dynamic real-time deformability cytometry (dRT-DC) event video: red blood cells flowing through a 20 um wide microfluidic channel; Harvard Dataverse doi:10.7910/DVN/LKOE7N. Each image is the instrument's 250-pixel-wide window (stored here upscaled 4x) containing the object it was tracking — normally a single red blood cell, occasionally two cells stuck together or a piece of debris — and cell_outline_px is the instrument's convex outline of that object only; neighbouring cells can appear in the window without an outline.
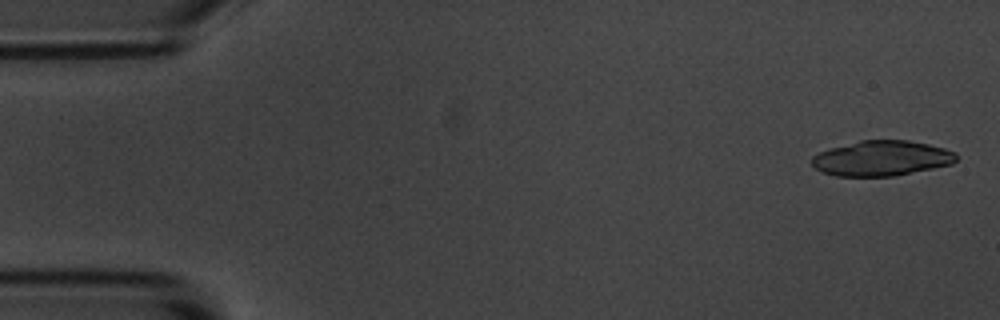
{"species": "common noctule bat (a hibernating species)", "species_latin": "Nyctalus noctula", "temperature_condition": "room temperature", "stored_images_in_passage": 20, "camera_frame_rate_fps": 3000, "um_per_image_px": 0.085, "animal": {"sex": "male", "body_mass_g": 20.1, "forearm_length_mm": 53.5}, "frame": {"image": 1, "passage_image": 2, "time_ms": 0.333, "image_size_px": [1000, 320], "cell_outline_px": [[956, 160], [952, 164], [892, 176], [836, 176], [824, 172], [816, 168], [812, 164], [812, 156], [820, 152], [832, 148], [860, 140], [908, 140], [928, 144], [944, 148], [956, 152]], "centroid_in_image_um": [74.95, 13.45], "position_along_channel_um": 10.1, "area_um2": 29.3}}